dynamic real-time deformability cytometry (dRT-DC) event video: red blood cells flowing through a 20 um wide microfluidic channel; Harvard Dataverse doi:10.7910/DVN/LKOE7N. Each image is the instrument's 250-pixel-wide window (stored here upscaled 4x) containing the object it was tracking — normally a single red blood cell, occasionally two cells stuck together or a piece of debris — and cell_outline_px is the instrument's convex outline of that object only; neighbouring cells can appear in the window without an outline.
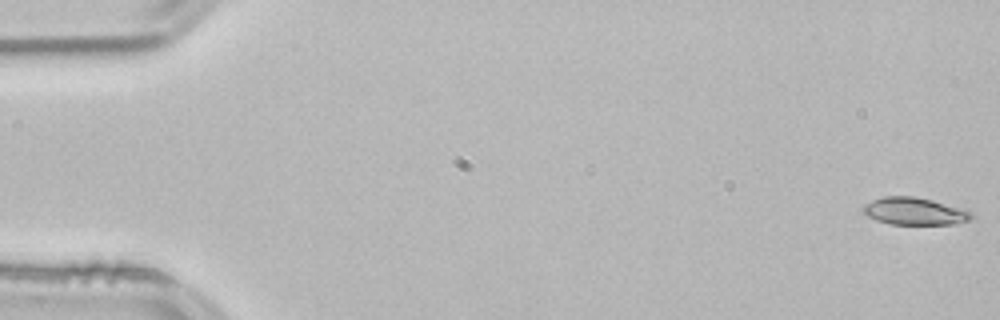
{"species": "common noctule bat (a hibernating species)", "species_latin": "Nyctalus noctula", "temperature_condition": "room temperature", "stored_images_in_passage": 53, "camera_frame_rate_fps": 3000, "um_per_image_px": 0.085, "animal": {"sex": "male", "body_mass_g": 21.5, "forearm_length_mm": 52.0}, "frame": {"image": 1, "passage_image": 1, "time_ms": 0.0, "image_size_px": [1000, 320], "cell_outline_px": [[972, 220], [956, 224], [888, 224], [876, 220], [868, 216], [860, 208], [864, 204], [872, 200], [884, 196], [916, 196], [932, 200], [972, 212]], "centroid_in_image_um": [77.7, 17.96], "position_along_channel_um": 7.3, "area_um2": 17.28}}
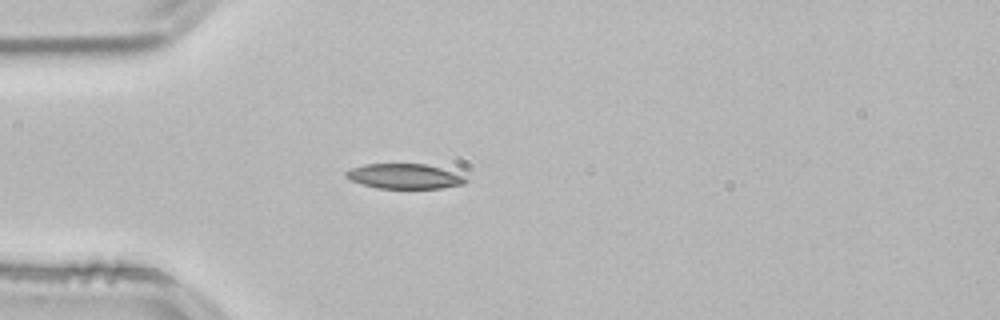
{"frame": {"image": 2, "passage_image": 15, "time_ms": 4.667, "image_size_px": [1000, 320], "cell_outline_px": [[468, 180], [464, 184], [440, 188], [376, 188], [352, 180], [344, 176], [344, 172], [352, 168], [364, 164], [424, 164], [440, 168], [464, 176]], "centroid_in_image_um": [34.36, 14.98], "position_along_channel_um": 50.6, "area_um2": 17.17}}
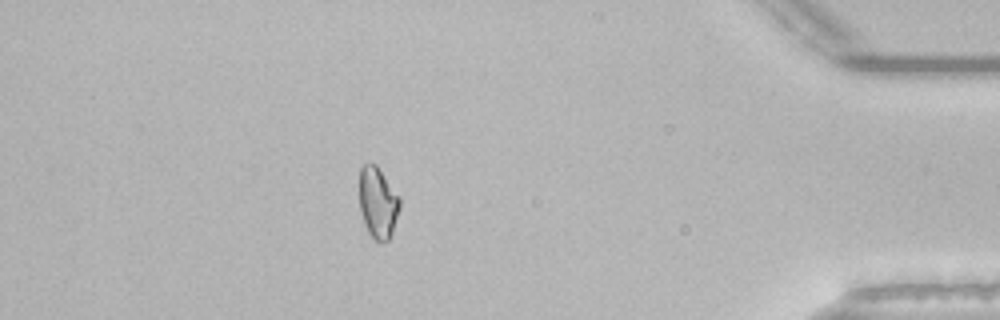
{"frame": {"image": 3, "passage_image": 47, "time_ms": 15.333, "image_size_px": [1000, 320], "cell_outline_px": [[400, 208], [392, 232], [388, 240], [380, 244], [368, 232], [364, 224], [360, 212], [360, 168], [364, 164], [376, 164], [400, 200]], "centroid_in_image_um": [32.1, 17.27], "position_along_channel_um": 403.1, "area_um2": 16.47}, "authors_computed_cell_mechanics": {"area_um2": 17.1088, "velocity_mm_per_s": 3.8292, "shape_relaxation_time_tau1_ms": 5.7221, "shape_relaxation_time_tau2_ms": null, "deformation_change_tau1": 0.1429, "deformation_change_tau2": null}}